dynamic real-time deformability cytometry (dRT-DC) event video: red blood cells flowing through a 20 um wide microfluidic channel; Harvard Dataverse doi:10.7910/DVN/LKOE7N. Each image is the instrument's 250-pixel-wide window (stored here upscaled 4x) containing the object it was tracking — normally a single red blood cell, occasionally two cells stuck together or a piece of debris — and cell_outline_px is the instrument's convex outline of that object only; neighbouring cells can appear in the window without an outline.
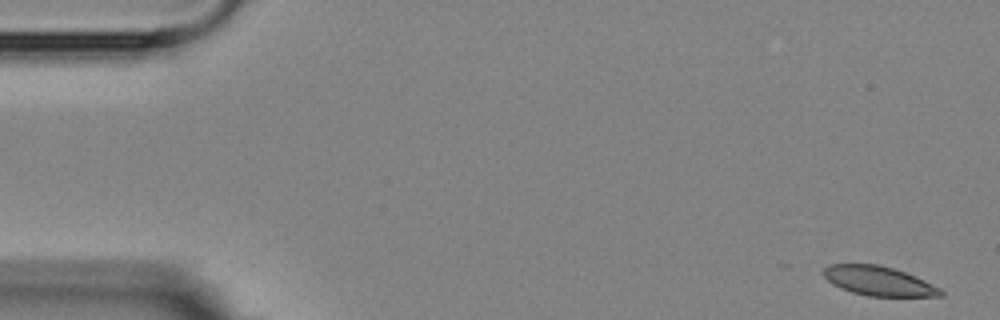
{"species": "Egyptian fruit bat (a non-hibernating species)", "species_latin": "Rousettus aegyptiacus", "temperature_condition": "room temperature", "stored_images_in_passage": 4, "camera_frame_rate_fps": 3000, "um_per_image_px": 0.085, "animal": {"sex": "female"}, "frame": {"image": 1, "passage_image": 1, "time_ms": 0.0, "image_size_px": [1000, 320], "cell_outline_px": [[944, 296], [868, 296], [852, 292], [840, 288], [832, 284], [820, 272], [828, 264], [880, 264], [916, 276], [940, 288], [944, 292]], "centroid_in_image_um": [74.66, 23.88], "position_along_channel_um": 10.3, "area_um2": 20.11}}
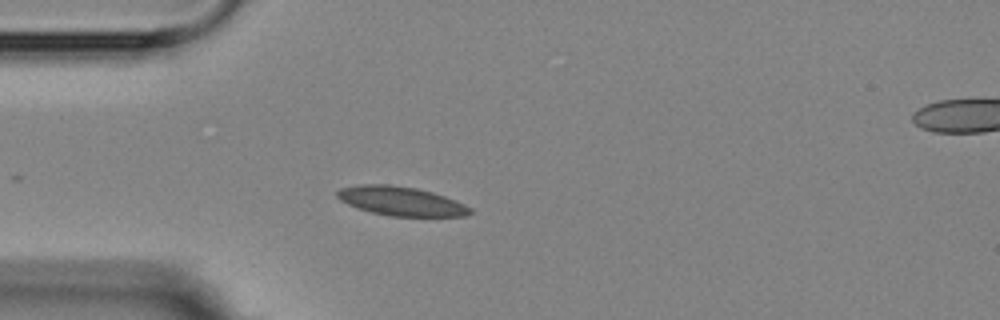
{"frame": {"image": 2, "passage_image": 4, "time_ms": 4.333, "image_size_px": [1000, 320], "cell_outline_px": [[472, 212], [464, 216], [388, 216], [372, 212], [348, 204], [340, 200], [336, 196], [336, 192], [340, 188], [356, 184], [388, 184], [416, 188], [432, 192], [456, 200], [472, 208]], "centroid_in_image_um": [34.07, 17.08], "position_along_channel_um": 50.9, "area_um2": 22.48}}